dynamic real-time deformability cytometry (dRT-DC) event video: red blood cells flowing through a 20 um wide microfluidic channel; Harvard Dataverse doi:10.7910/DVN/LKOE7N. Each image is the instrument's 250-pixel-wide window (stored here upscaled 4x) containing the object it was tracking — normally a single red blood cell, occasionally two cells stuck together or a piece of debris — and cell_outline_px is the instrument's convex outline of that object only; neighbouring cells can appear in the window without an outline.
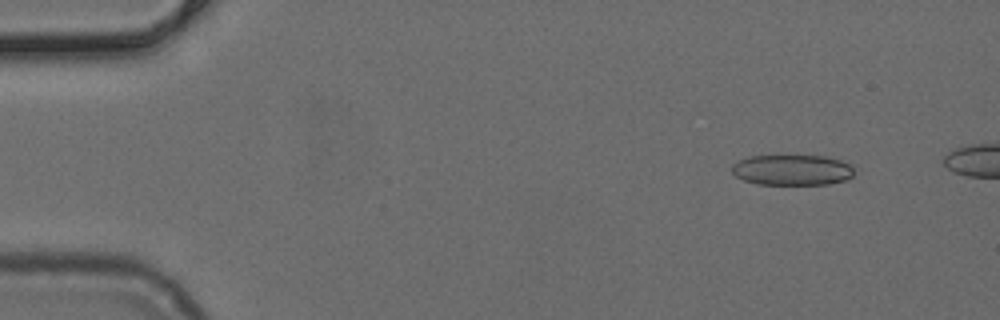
{"species": "common noctule bat (a hibernating species)", "species_latin": "Nyctalus noctula", "temperature_condition": "cold", "stored_images_in_passage": 16, "camera_frame_rate_fps": 3000, "um_per_image_px": 0.085, "animal": {"sex": "female", "body_mass_g": 24.6, "forearm_length_mm": 56.2}, "frame": {"image": 1, "passage_image": 5, "time_ms": 1.333, "image_size_px": [1000, 320], "cell_outline_px": [[852, 176], [848, 180], [828, 184], [756, 184], [744, 180], [736, 176], [732, 172], [732, 164], [748, 156], [824, 156], [840, 160], [852, 164]], "centroid_in_image_um": [67.34, 14.45], "position_along_channel_um": 17.7, "area_um2": 21.79}}